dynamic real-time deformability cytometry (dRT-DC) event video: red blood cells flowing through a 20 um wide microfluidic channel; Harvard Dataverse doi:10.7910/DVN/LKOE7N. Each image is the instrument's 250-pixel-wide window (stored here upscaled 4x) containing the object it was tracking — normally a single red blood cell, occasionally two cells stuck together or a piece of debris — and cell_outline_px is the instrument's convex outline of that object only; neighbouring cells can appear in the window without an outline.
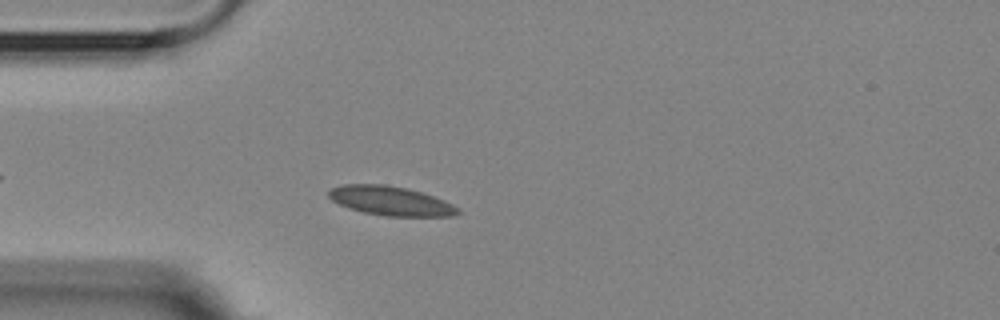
{"species": "Egyptian fruit bat (a non-hibernating species)", "species_latin": "Rousettus aegyptiacus", "temperature_condition": "room temperature", "stored_images_in_passage": 4, "camera_frame_rate_fps": 3000, "um_per_image_px": 0.085, "animal": {"sex": "female"}, "frame": {"image": 1, "passage_image": 4, "time_ms": 3.333, "image_size_px": [1000, 320], "cell_outline_px": [[460, 212], [452, 216], [388, 216], [364, 212], [348, 208], [332, 200], [328, 196], [328, 192], [332, 188], [344, 184], [384, 184], [404, 188], [420, 192], [444, 200], [460, 208]], "centroid_in_image_um": [33.2, 17.07], "position_along_channel_um": 51.8, "area_um2": 21.73}}